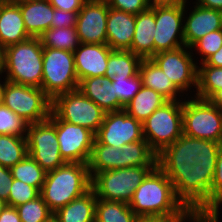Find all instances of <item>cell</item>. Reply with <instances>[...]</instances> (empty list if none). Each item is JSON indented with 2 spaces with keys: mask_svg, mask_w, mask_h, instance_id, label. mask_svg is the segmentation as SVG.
<instances>
[{
  "mask_svg": "<svg viewBox=\"0 0 222 222\" xmlns=\"http://www.w3.org/2000/svg\"><path fill=\"white\" fill-rule=\"evenodd\" d=\"M221 147L182 134L157 154V166L172 182L177 198L202 222H210V191Z\"/></svg>",
  "mask_w": 222,
  "mask_h": 222,
  "instance_id": "6da1fadb",
  "label": "cell"
},
{
  "mask_svg": "<svg viewBox=\"0 0 222 222\" xmlns=\"http://www.w3.org/2000/svg\"><path fill=\"white\" fill-rule=\"evenodd\" d=\"M128 205L138 217L197 215L177 198L172 182L158 166L138 185Z\"/></svg>",
  "mask_w": 222,
  "mask_h": 222,
  "instance_id": "7a4b0ae2",
  "label": "cell"
},
{
  "mask_svg": "<svg viewBox=\"0 0 222 222\" xmlns=\"http://www.w3.org/2000/svg\"><path fill=\"white\" fill-rule=\"evenodd\" d=\"M90 189L88 164L67 162L55 170L46 172L40 195L54 213Z\"/></svg>",
  "mask_w": 222,
  "mask_h": 222,
  "instance_id": "3957f363",
  "label": "cell"
},
{
  "mask_svg": "<svg viewBox=\"0 0 222 222\" xmlns=\"http://www.w3.org/2000/svg\"><path fill=\"white\" fill-rule=\"evenodd\" d=\"M5 80L41 88L43 76V46L39 37L4 48Z\"/></svg>",
  "mask_w": 222,
  "mask_h": 222,
  "instance_id": "277c9868",
  "label": "cell"
},
{
  "mask_svg": "<svg viewBox=\"0 0 222 222\" xmlns=\"http://www.w3.org/2000/svg\"><path fill=\"white\" fill-rule=\"evenodd\" d=\"M187 99L182 101L183 134L222 144V110L206 99Z\"/></svg>",
  "mask_w": 222,
  "mask_h": 222,
  "instance_id": "5b68a950",
  "label": "cell"
},
{
  "mask_svg": "<svg viewBox=\"0 0 222 222\" xmlns=\"http://www.w3.org/2000/svg\"><path fill=\"white\" fill-rule=\"evenodd\" d=\"M156 166H135L96 173L91 189L97 199L129 203L138 185Z\"/></svg>",
  "mask_w": 222,
  "mask_h": 222,
  "instance_id": "8992f818",
  "label": "cell"
},
{
  "mask_svg": "<svg viewBox=\"0 0 222 222\" xmlns=\"http://www.w3.org/2000/svg\"><path fill=\"white\" fill-rule=\"evenodd\" d=\"M2 104L28 124L49 119L52 100L42 88L17 84L4 79Z\"/></svg>",
  "mask_w": 222,
  "mask_h": 222,
  "instance_id": "52a82bcc",
  "label": "cell"
},
{
  "mask_svg": "<svg viewBox=\"0 0 222 222\" xmlns=\"http://www.w3.org/2000/svg\"><path fill=\"white\" fill-rule=\"evenodd\" d=\"M143 136L159 154L183 134L182 101H167L142 122Z\"/></svg>",
  "mask_w": 222,
  "mask_h": 222,
  "instance_id": "ba28073f",
  "label": "cell"
},
{
  "mask_svg": "<svg viewBox=\"0 0 222 222\" xmlns=\"http://www.w3.org/2000/svg\"><path fill=\"white\" fill-rule=\"evenodd\" d=\"M73 52L43 47L41 88L53 100L57 95L78 89Z\"/></svg>",
  "mask_w": 222,
  "mask_h": 222,
  "instance_id": "9c48e42d",
  "label": "cell"
},
{
  "mask_svg": "<svg viewBox=\"0 0 222 222\" xmlns=\"http://www.w3.org/2000/svg\"><path fill=\"white\" fill-rule=\"evenodd\" d=\"M28 155L46 172L67 163L61 156L56 132V114L51 110L49 119L27 125Z\"/></svg>",
  "mask_w": 222,
  "mask_h": 222,
  "instance_id": "30bf717a",
  "label": "cell"
},
{
  "mask_svg": "<svg viewBox=\"0 0 222 222\" xmlns=\"http://www.w3.org/2000/svg\"><path fill=\"white\" fill-rule=\"evenodd\" d=\"M51 110L62 121L80 125L94 134L103 123L106 113L78 89L57 95L52 100Z\"/></svg>",
  "mask_w": 222,
  "mask_h": 222,
  "instance_id": "8fae6325",
  "label": "cell"
},
{
  "mask_svg": "<svg viewBox=\"0 0 222 222\" xmlns=\"http://www.w3.org/2000/svg\"><path fill=\"white\" fill-rule=\"evenodd\" d=\"M190 47L182 46L174 50L161 51L151 59L166 74L175 87L184 95L197 90L198 65ZM185 91V92H184Z\"/></svg>",
  "mask_w": 222,
  "mask_h": 222,
  "instance_id": "7c38bea8",
  "label": "cell"
},
{
  "mask_svg": "<svg viewBox=\"0 0 222 222\" xmlns=\"http://www.w3.org/2000/svg\"><path fill=\"white\" fill-rule=\"evenodd\" d=\"M156 29L154 34V55L161 51L185 46L184 4L154 6Z\"/></svg>",
  "mask_w": 222,
  "mask_h": 222,
  "instance_id": "4fadbf2b",
  "label": "cell"
},
{
  "mask_svg": "<svg viewBox=\"0 0 222 222\" xmlns=\"http://www.w3.org/2000/svg\"><path fill=\"white\" fill-rule=\"evenodd\" d=\"M56 132L62 158L69 163L88 164L95 134L80 125L62 121L57 115Z\"/></svg>",
  "mask_w": 222,
  "mask_h": 222,
  "instance_id": "5bb4252c",
  "label": "cell"
},
{
  "mask_svg": "<svg viewBox=\"0 0 222 222\" xmlns=\"http://www.w3.org/2000/svg\"><path fill=\"white\" fill-rule=\"evenodd\" d=\"M95 139L103 145L121 148L124 144L144 139L142 123L124 109L106 112Z\"/></svg>",
  "mask_w": 222,
  "mask_h": 222,
  "instance_id": "9a60e30c",
  "label": "cell"
},
{
  "mask_svg": "<svg viewBox=\"0 0 222 222\" xmlns=\"http://www.w3.org/2000/svg\"><path fill=\"white\" fill-rule=\"evenodd\" d=\"M106 0H86L77 14L76 31L81 43L106 44L107 16Z\"/></svg>",
  "mask_w": 222,
  "mask_h": 222,
  "instance_id": "2e32d148",
  "label": "cell"
},
{
  "mask_svg": "<svg viewBox=\"0 0 222 222\" xmlns=\"http://www.w3.org/2000/svg\"><path fill=\"white\" fill-rule=\"evenodd\" d=\"M192 10L187 15V6L184 4V41L185 46L191 47L197 40L206 34L222 29V11L204 8L193 3Z\"/></svg>",
  "mask_w": 222,
  "mask_h": 222,
  "instance_id": "e0dca14e",
  "label": "cell"
},
{
  "mask_svg": "<svg viewBox=\"0 0 222 222\" xmlns=\"http://www.w3.org/2000/svg\"><path fill=\"white\" fill-rule=\"evenodd\" d=\"M112 51L107 44L81 43L73 52L79 82L85 78L105 76Z\"/></svg>",
  "mask_w": 222,
  "mask_h": 222,
  "instance_id": "ac0fdd59",
  "label": "cell"
},
{
  "mask_svg": "<svg viewBox=\"0 0 222 222\" xmlns=\"http://www.w3.org/2000/svg\"><path fill=\"white\" fill-rule=\"evenodd\" d=\"M107 42L112 50H129L135 32V15L109 7Z\"/></svg>",
  "mask_w": 222,
  "mask_h": 222,
  "instance_id": "d6986e66",
  "label": "cell"
},
{
  "mask_svg": "<svg viewBox=\"0 0 222 222\" xmlns=\"http://www.w3.org/2000/svg\"><path fill=\"white\" fill-rule=\"evenodd\" d=\"M155 25L154 6L135 15V32L130 51L141 59L154 56Z\"/></svg>",
  "mask_w": 222,
  "mask_h": 222,
  "instance_id": "ffe728a7",
  "label": "cell"
},
{
  "mask_svg": "<svg viewBox=\"0 0 222 222\" xmlns=\"http://www.w3.org/2000/svg\"><path fill=\"white\" fill-rule=\"evenodd\" d=\"M78 90L105 112L120 111V100L115 94L110 78L97 76L79 82Z\"/></svg>",
  "mask_w": 222,
  "mask_h": 222,
  "instance_id": "44dd1931",
  "label": "cell"
},
{
  "mask_svg": "<svg viewBox=\"0 0 222 222\" xmlns=\"http://www.w3.org/2000/svg\"><path fill=\"white\" fill-rule=\"evenodd\" d=\"M18 5L25 29L31 37H39L51 28L54 7L47 0H27Z\"/></svg>",
  "mask_w": 222,
  "mask_h": 222,
  "instance_id": "7402d4cb",
  "label": "cell"
},
{
  "mask_svg": "<svg viewBox=\"0 0 222 222\" xmlns=\"http://www.w3.org/2000/svg\"><path fill=\"white\" fill-rule=\"evenodd\" d=\"M29 38L19 5L0 4V45L6 48Z\"/></svg>",
  "mask_w": 222,
  "mask_h": 222,
  "instance_id": "603a6c76",
  "label": "cell"
},
{
  "mask_svg": "<svg viewBox=\"0 0 222 222\" xmlns=\"http://www.w3.org/2000/svg\"><path fill=\"white\" fill-rule=\"evenodd\" d=\"M139 73L144 87L156 91L167 101H183L182 97L185 95H182L151 58L140 61Z\"/></svg>",
  "mask_w": 222,
  "mask_h": 222,
  "instance_id": "cb8c5ba5",
  "label": "cell"
},
{
  "mask_svg": "<svg viewBox=\"0 0 222 222\" xmlns=\"http://www.w3.org/2000/svg\"><path fill=\"white\" fill-rule=\"evenodd\" d=\"M97 197L90 189L53 213L55 222H95Z\"/></svg>",
  "mask_w": 222,
  "mask_h": 222,
  "instance_id": "d4e9b609",
  "label": "cell"
},
{
  "mask_svg": "<svg viewBox=\"0 0 222 222\" xmlns=\"http://www.w3.org/2000/svg\"><path fill=\"white\" fill-rule=\"evenodd\" d=\"M88 168L91 178L99 172L124 168V151L118 147L103 145L95 139Z\"/></svg>",
  "mask_w": 222,
  "mask_h": 222,
  "instance_id": "484cf974",
  "label": "cell"
},
{
  "mask_svg": "<svg viewBox=\"0 0 222 222\" xmlns=\"http://www.w3.org/2000/svg\"><path fill=\"white\" fill-rule=\"evenodd\" d=\"M167 100L156 91L142 86L136 96L128 103L124 110L129 116L141 123L144 122L157 108Z\"/></svg>",
  "mask_w": 222,
  "mask_h": 222,
  "instance_id": "4316f807",
  "label": "cell"
},
{
  "mask_svg": "<svg viewBox=\"0 0 222 222\" xmlns=\"http://www.w3.org/2000/svg\"><path fill=\"white\" fill-rule=\"evenodd\" d=\"M142 59L129 50H113L108 57L105 76L133 77L139 72Z\"/></svg>",
  "mask_w": 222,
  "mask_h": 222,
  "instance_id": "83f0119b",
  "label": "cell"
},
{
  "mask_svg": "<svg viewBox=\"0 0 222 222\" xmlns=\"http://www.w3.org/2000/svg\"><path fill=\"white\" fill-rule=\"evenodd\" d=\"M137 218L128 203L97 199L95 222H136Z\"/></svg>",
  "mask_w": 222,
  "mask_h": 222,
  "instance_id": "f1b7e54d",
  "label": "cell"
},
{
  "mask_svg": "<svg viewBox=\"0 0 222 222\" xmlns=\"http://www.w3.org/2000/svg\"><path fill=\"white\" fill-rule=\"evenodd\" d=\"M28 155L26 136L0 134V165L11 168Z\"/></svg>",
  "mask_w": 222,
  "mask_h": 222,
  "instance_id": "f546056e",
  "label": "cell"
},
{
  "mask_svg": "<svg viewBox=\"0 0 222 222\" xmlns=\"http://www.w3.org/2000/svg\"><path fill=\"white\" fill-rule=\"evenodd\" d=\"M39 39L43 47L56 48L74 52L81 44L76 27L50 28L45 30Z\"/></svg>",
  "mask_w": 222,
  "mask_h": 222,
  "instance_id": "4dcf8cb0",
  "label": "cell"
},
{
  "mask_svg": "<svg viewBox=\"0 0 222 222\" xmlns=\"http://www.w3.org/2000/svg\"><path fill=\"white\" fill-rule=\"evenodd\" d=\"M124 151V168L135 166H157V154L145 139L121 146Z\"/></svg>",
  "mask_w": 222,
  "mask_h": 222,
  "instance_id": "1f68e13d",
  "label": "cell"
},
{
  "mask_svg": "<svg viewBox=\"0 0 222 222\" xmlns=\"http://www.w3.org/2000/svg\"><path fill=\"white\" fill-rule=\"evenodd\" d=\"M13 179H18L41 191L46 171L29 155L10 168Z\"/></svg>",
  "mask_w": 222,
  "mask_h": 222,
  "instance_id": "d6a6232c",
  "label": "cell"
},
{
  "mask_svg": "<svg viewBox=\"0 0 222 222\" xmlns=\"http://www.w3.org/2000/svg\"><path fill=\"white\" fill-rule=\"evenodd\" d=\"M222 89V67L198 66L197 90L192 96L208 100Z\"/></svg>",
  "mask_w": 222,
  "mask_h": 222,
  "instance_id": "836d02e7",
  "label": "cell"
},
{
  "mask_svg": "<svg viewBox=\"0 0 222 222\" xmlns=\"http://www.w3.org/2000/svg\"><path fill=\"white\" fill-rule=\"evenodd\" d=\"M110 80L115 94L120 100V110H123L128 105L143 86L139 72L133 77H118V75H114Z\"/></svg>",
  "mask_w": 222,
  "mask_h": 222,
  "instance_id": "e575fe53",
  "label": "cell"
},
{
  "mask_svg": "<svg viewBox=\"0 0 222 222\" xmlns=\"http://www.w3.org/2000/svg\"><path fill=\"white\" fill-rule=\"evenodd\" d=\"M15 208L21 222H51L53 220V212L43 201L41 195Z\"/></svg>",
  "mask_w": 222,
  "mask_h": 222,
  "instance_id": "d590c367",
  "label": "cell"
},
{
  "mask_svg": "<svg viewBox=\"0 0 222 222\" xmlns=\"http://www.w3.org/2000/svg\"><path fill=\"white\" fill-rule=\"evenodd\" d=\"M222 204V147L217 155L215 172L210 191V222H219Z\"/></svg>",
  "mask_w": 222,
  "mask_h": 222,
  "instance_id": "8d00e7d4",
  "label": "cell"
},
{
  "mask_svg": "<svg viewBox=\"0 0 222 222\" xmlns=\"http://www.w3.org/2000/svg\"><path fill=\"white\" fill-rule=\"evenodd\" d=\"M28 123L0 104V134L26 136Z\"/></svg>",
  "mask_w": 222,
  "mask_h": 222,
  "instance_id": "74e56055",
  "label": "cell"
},
{
  "mask_svg": "<svg viewBox=\"0 0 222 222\" xmlns=\"http://www.w3.org/2000/svg\"><path fill=\"white\" fill-rule=\"evenodd\" d=\"M222 46V29L212 31L199 40H197L190 48L200 55V64L208 57L217 52ZM193 49V50H192ZM195 49V50H194Z\"/></svg>",
  "mask_w": 222,
  "mask_h": 222,
  "instance_id": "f35d334b",
  "label": "cell"
},
{
  "mask_svg": "<svg viewBox=\"0 0 222 222\" xmlns=\"http://www.w3.org/2000/svg\"><path fill=\"white\" fill-rule=\"evenodd\" d=\"M39 195L40 191L36 187L28 185L18 179H13L6 204L17 207L37 198Z\"/></svg>",
  "mask_w": 222,
  "mask_h": 222,
  "instance_id": "ab89813d",
  "label": "cell"
},
{
  "mask_svg": "<svg viewBox=\"0 0 222 222\" xmlns=\"http://www.w3.org/2000/svg\"><path fill=\"white\" fill-rule=\"evenodd\" d=\"M106 2L110 8L133 15H137L150 7L148 0H106Z\"/></svg>",
  "mask_w": 222,
  "mask_h": 222,
  "instance_id": "60d3db41",
  "label": "cell"
},
{
  "mask_svg": "<svg viewBox=\"0 0 222 222\" xmlns=\"http://www.w3.org/2000/svg\"><path fill=\"white\" fill-rule=\"evenodd\" d=\"M78 12H69L54 8L51 28H69L75 27Z\"/></svg>",
  "mask_w": 222,
  "mask_h": 222,
  "instance_id": "b9f144b4",
  "label": "cell"
},
{
  "mask_svg": "<svg viewBox=\"0 0 222 222\" xmlns=\"http://www.w3.org/2000/svg\"><path fill=\"white\" fill-rule=\"evenodd\" d=\"M202 222L197 215H154L140 216L136 222Z\"/></svg>",
  "mask_w": 222,
  "mask_h": 222,
  "instance_id": "7bdbcfd3",
  "label": "cell"
},
{
  "mask_svg": "<svg viewBox=\"0 0 222 222\" xmlns=\"http://www.w3.org/2000/svg\"><path fill=\"white\" fill-rule=\"evenodd\" d=\"M12 181L10 168L0 165V198L6 202L8 201Z\"/></svg>",
  "mask_w": 222,
  "mask_h": 222,
  "instance_id": "ee69618b",
  "label": "cell"
},
{
  "mask_svg": "<svg viewBox=\"0 0 222 222\" xmlns=\"http://www.w3.org/2000/svg\"><path fill=\"white\" fill-rule=\"evenodd\" d=\"M54 8L79 12L86 0H47Z\"/></svg>",
  "mask_w": 222,
  "mask_h": 222,
  "instance_id": "f6af8a7d",
  "label": "cell"
},
{
  "mask_svg": "<svg viewBox=\"0 0 222 222\" xmlns=\"http://www.w3.org/2000/svg\"><path fill=\"white\" fill-rule=\"evenodd\" d=\"M0 222H21L17 209L6 205L0 214Z\"/></svg>",
  "mask_w": 222,
  "mask_h": 222,
  "instance_id": "bcb514c9",
  "label": "cell"
},
{
  "mask_svg": "<svg viewBox=\"0 0 222 222\" xmlns=\"http://www.w3.org/2000/svg\"><path fill=\"white\" fill-rule=\"evenodd\" d=\"M213 66V67H222V46L221 48L208 57L203 63L198 66Z\"/></svg>",
  "mask_w": 222,
  "mask_h": 222,
  "instance_id": "7dc6e473",
  "label": "cell"
},
{
  "mask_svg": "<svg viewBox=\"0 0 222 222\" xmlns=\"http://www.w3.org/2000/svg\"><path fill=\"white\" fill-rule=\"evenodd\" d=\"M195 3L204 8L222 11V0H196Z\"/></svg>",
  "mask_w": 222,
  "mask_h": 222,
  "instance_id": "c3c4849f",
  "label": "cell"
},
{
  "mask_svg": "<svg viewBox=\"0 0 222 222\" xmlns=\"http://www.w3.org/2000/svg\"><path fill=\"white\" fill-rule=\"evenodd\" d=\"M150 6L156 5H182L188 3V0H148Z\"/></svg>",
  "mask_w": 222,
  "mask_h": 222,
  "instance_id": "681fc988",
  "label": "cell"
},
{
  "mask_svg": "<svg viewBox=\"0 0 222 222\" xmlns=\"http://www.w3.org/2000/svg\"><path fill=\"white\" fill-rule=\"evenodd\" d=\"M208 100L222 110V89L216 91Z\"/></svg>",
  "mask_w": 222,
  "mask_h": 222,
  "instance_id": "f907efd6",
  "label": "cell"
},
{
  "mask_svg": "<svg viewBox=\"0 0 222 222\" xmlns=\"http://www.w3.org/2000/svg\"><path fill=\"white\" fill-rule=\"evenodd\" d=\"M2 73H4V48L0 45V77H2Z\"/></svg>",
  "mask_w": 222,
  "mask_h": 222,
  "instance_id": "816d5d0a",
  "label": "cell"
},
{
  "mask_svg": "<svg viewBox=\"0 0 222 222\" xmlns=\"http://www.w3.org/2000/svg\"><path fill=\"white\" fill-rule=\"evenodd\" d=\"M27 0H0V4H18Z\"/></svg>",
  "mask_w": 222,
  "mask_h": 222,
  "instance_id": "f5cc1de1",
  "label": "cell"
},
{
  "mask_svg": "<svg viewBox=\"0 0 222 222\" xmlns=\"http://www.w3.org/2000/svg\"><path fill=\"white\" fill-rule=\"evenodd\" d=\"M3 79L0 78V104H2V89H3V85H4V80L1 81Z\"/></svg>",
  "mask_w": 222,
  "mask_h": 222,
  "instance_id": "db71d44e",
  "label": "cell"
},
{
  "mask_svg": "<svg viewBox=\"0 0 222 222\" xmlns=\"http://www.w3.org/2000/svg\"><path fill=\"white\" fill-rule=\"evenodd\" d=\"M6 205H7L6 201H4L3 199L0 198V214Z\"/></svg>",
  "mask_w": 222,
  "mask_h": 222,
  "instance_id": "11a10c76",
  "label": "cell"
}]
</instances>
